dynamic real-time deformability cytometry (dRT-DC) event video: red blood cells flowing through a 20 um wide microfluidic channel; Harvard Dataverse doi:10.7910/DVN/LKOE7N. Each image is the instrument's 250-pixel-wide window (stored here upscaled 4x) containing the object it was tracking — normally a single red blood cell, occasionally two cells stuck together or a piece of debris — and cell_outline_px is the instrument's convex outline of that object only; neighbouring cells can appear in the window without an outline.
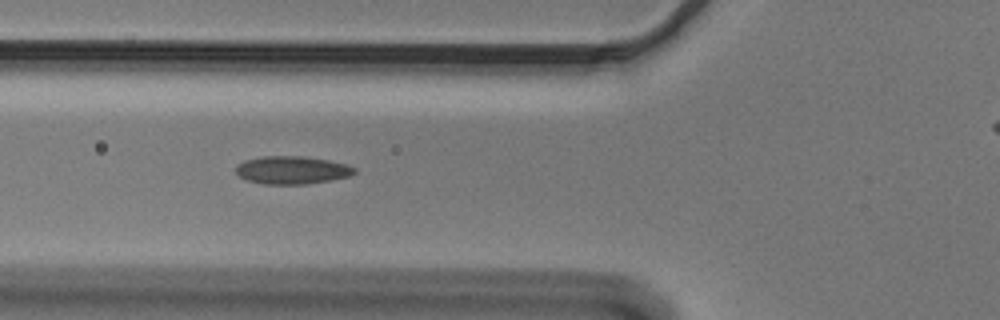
{"species": "Egyptian fruit bat (a non-hibernating species)", "species_latin": "Rousettus aegyptiacus", "temperature_condition": "cold", "stored_images_in_passage": 37, "camera_frame_rate_fps": 3000, "um_per_image_px": 0.085, "animal": {"sex": "male"}, "frame": {"image": 1, "passage_image": 7, "time_ms": 2.0, "image_size_px": [1000, 320], "cell_outline_px": [[356, 172], [348, 176], [332, 180], [308, 184], [264, 184], [248, 180], [240, 176], [236, 172], [236, 164], [244, 160], [264, 156], [304, 156], [328, 160], [348, 164], [356, 168]], "centroid_in_image_um": [24.83, 14.45], "position_along_channel_um": 101.0, "area_um2": 19.36}}
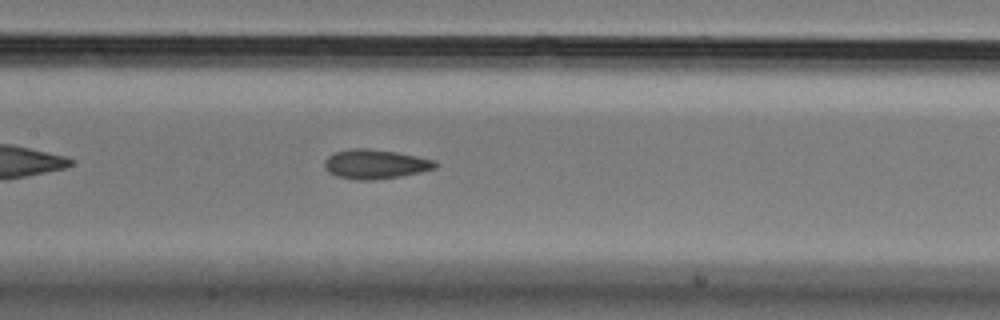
{"frame": {"image": 2, "passage_image": 13, "time_ms": 4.0, "image_size_px": [1000, 320], "cell_outline_px": [[436, 168], [420, 172], [400, 176], [376, 180], [356, 180], [336, 176], [328, 172], [324, 168], [324, 160], [328, 156], [336, 152], [352, 148], [368, 148], [396, 152], [436, 160]], "centroid_in_image_um": [31.87, 13.95], "position_along_channel_um": 175.5, "area_um2": 19.02}}
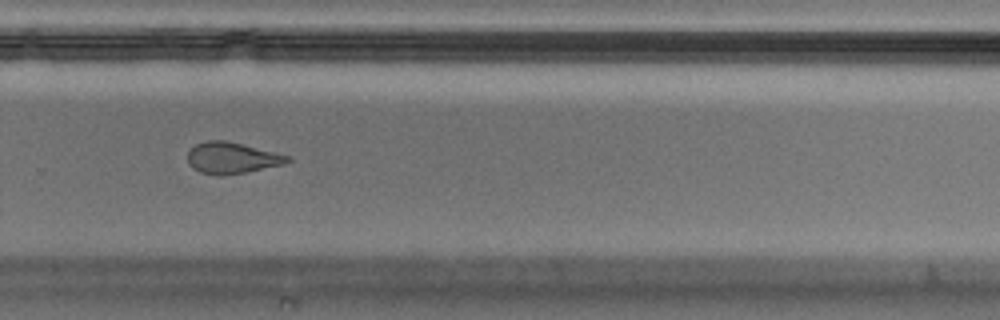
{"frame": {"image": 3, "passage_image": 24, "time_ms": 7.667, "image_size_px": [1000, 320], "cell_outline_px": [[292, 160], [284, 164], [248, 172], [224, 176], [220, 176], [200, 172], [192, 168], [188, 164], [188, 152], [196, 144], [208, 140], [224, 140], [292, 156]], "centroid_in_image_um": [19.72, 13.44], "position_along_channel_um": 310.1, "area_um2": 18.32}}